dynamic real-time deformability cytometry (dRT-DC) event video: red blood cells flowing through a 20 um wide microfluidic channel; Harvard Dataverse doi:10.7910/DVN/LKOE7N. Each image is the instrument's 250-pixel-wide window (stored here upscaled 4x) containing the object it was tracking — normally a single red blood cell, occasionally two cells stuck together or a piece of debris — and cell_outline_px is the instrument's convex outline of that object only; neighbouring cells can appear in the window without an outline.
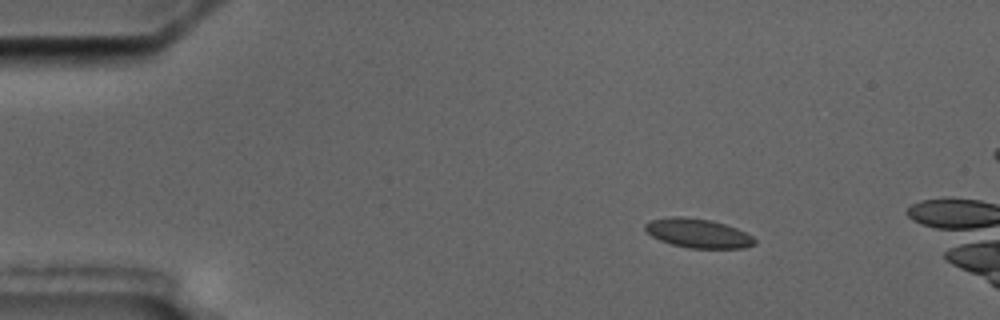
{"species": "common noctule bat (a hibernating species)", "species_latin": "Nyctalus noctula", "temperature_condition": "cold", "stored_images_in_passage": 5, "camera_frame_rate_fps": 3000, "um_per_image_px": 0.085, "animal": {"sex": "male", "body_mass_g": 17.5, "forearm_length_mm": 52.3}, "frame": {"image": 1, "passage_image": 1, "time_ms": 0.0, "image_size_px": [1000, 320], "cell_outline_px": [[756, 244], [744, 248], [688, 248], [672, 244], [660, 240], [652, 236], [644, 228], [644, 224], [652, 220], [668, 216], [684, 216], [712, 220], [736, 228], [752, 236], [756, 240]], "centroid_in_image_um": [59.33, 19.82], "position_along_channel_um": 25.7, "area_um2": 18.61}}
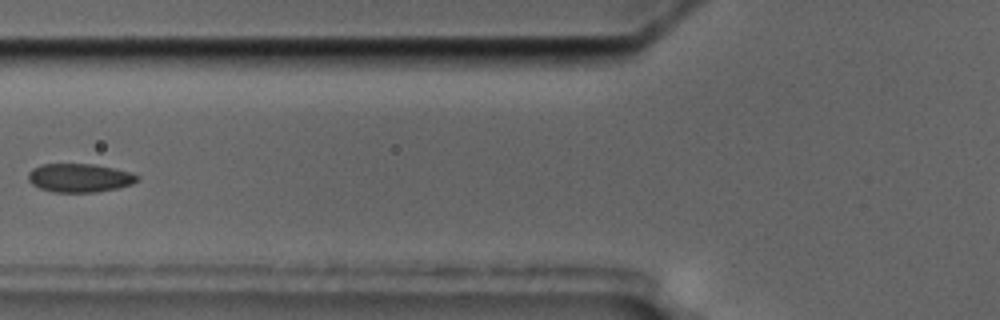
{"frame": {"image": 2, "passage_image": 5, "time_ms": 4.667, "image_size_px": [1000, 320], "cell_outline_px": [[140, 180], [132, 184], [116, 188], [96, 192], [52, 192], [40, 188], [32, 184], [28, 180], [28, 172], [32, 168], [40, 164], [92, 164], [132, 172], [140, 176]], "centroid_in_image_um": [6.76, 15.11], "position_along_channel_um": 119.0, "area_um2": 18.26}}